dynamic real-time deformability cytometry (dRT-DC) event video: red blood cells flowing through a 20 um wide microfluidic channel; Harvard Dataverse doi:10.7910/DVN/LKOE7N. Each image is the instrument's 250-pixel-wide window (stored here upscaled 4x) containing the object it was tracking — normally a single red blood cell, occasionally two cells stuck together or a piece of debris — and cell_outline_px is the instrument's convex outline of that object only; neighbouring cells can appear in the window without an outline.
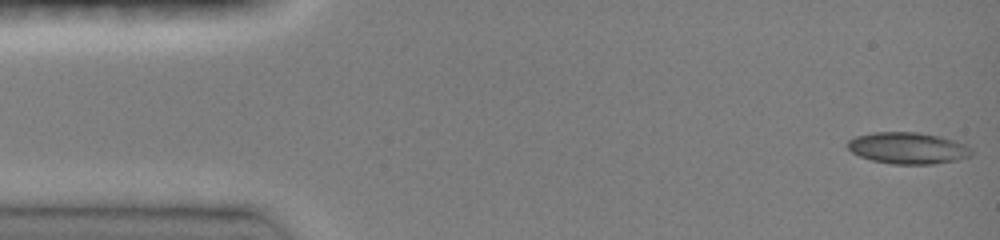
{"species": "common noctule bat (a hibernating species)", "species_latin": "Nyctalus noctula", "temperature_condition": "room temperature", "stored_images_in_passage": 8, "camera_frame_rate_fps": 3000, "um_per_image_px": 0.085, "animal": {"sex": "female", "body_mass_g": 19.0, "forearm_length_mm": 51.5}, "frame": {"image": 1, "passage_image": 1, "time_ms": 0.0, "image_size_px": [1000, 240], "cell_outline_px": [[972, 156], [956, 160], [932, 164], [892, 164], [872, 160], [860, 156], [852, 152], [848, 148], [848, 140], [856, 136], [872, 132], [920, 132], [940, 136], [964, 144], [972, 148]], "centroid_in_image_um": [77.18, 12.58], "position_along_channel_um": 7.8, "area_um2": 22.77}}
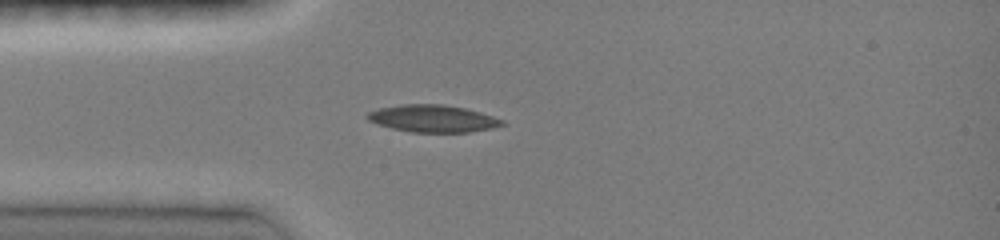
{"frame": {"image": 2, "passage_image": 6, "time_ms": 3.667, "image_size_px": [1000, 240], "cell_outline_px": [[504, 124], [492, 128], [468, 132], [412, 132], [392, 128], [376, 124], [368, 120], [364, 116], [368, 112], [380, 108], [400, 104], [444, 104], [464, 108], [480, 112], [504, 120]], "centroid_in_image_um": [36.75, 10.07], "position_along_channel_um": 48.2, "area_um2": 21.33}}